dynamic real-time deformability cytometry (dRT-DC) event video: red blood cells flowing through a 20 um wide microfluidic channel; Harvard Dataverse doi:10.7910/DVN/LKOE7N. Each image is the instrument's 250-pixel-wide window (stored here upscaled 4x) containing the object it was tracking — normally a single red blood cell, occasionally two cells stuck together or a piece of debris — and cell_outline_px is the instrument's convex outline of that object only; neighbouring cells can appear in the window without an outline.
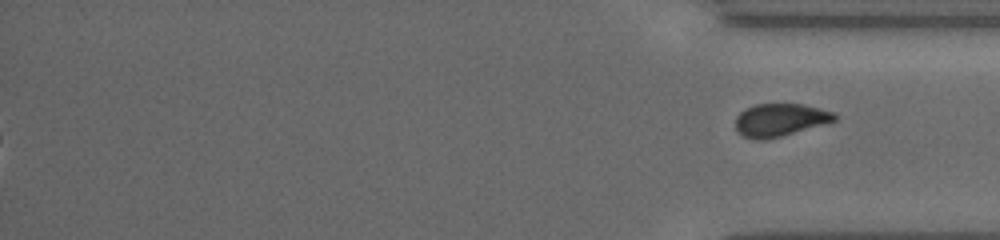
{"species": "common noctule bat (a hibernating species)", "species_latin": "Nyctalus noctula", "temperature_condition": "cold", "stored_images_in_passage": 79, "segment_of_instrument_passage": [2, 2], "camera_frame_rate_fps": 3000, "um_per_image_px": 0.085, "animal": {"sex": "female", "body_mass_g": 19.5, "forearm_length_mm": 54.1}, "frame": {"image": 1, "passage_image": 79, "time_ms": 19.0, "image_size_px": [1000, 240], "cell_outline_px": [[836, 120], [780, 136], [764, 140], [756, 140], [744, 136], [736, 128], [736, 116], [744, 108], [756, 104], [800, 104], [836, 112]], "centroid_in_image_um": [66.27, 10.18], "position_along_channel_um": 368.9, "area_um2": 18.61}}